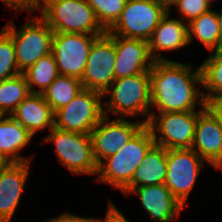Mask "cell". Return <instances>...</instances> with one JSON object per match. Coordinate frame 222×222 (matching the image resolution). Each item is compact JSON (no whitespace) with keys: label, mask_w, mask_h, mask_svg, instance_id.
Here are the masks:
<instances>
[{"label":"cell","mask_w":222,"mask_h":222,"mask_svg":"<svg viewBox=\"0 0 222 222\" xmlns=\"http://www.w3.org/2000/svg\"><path fill=\"white\" fill-rule=\"evenodd\" d=\"M83 90L81 81L77 78L58 75L53 83L45 90L43 96L52 111L55 112L66 106Z\"/></svg>","instance_id":"obj_23"},{"label":"cell","mask_w":222,"mask_h":222,"mask_svg":"<svg viewBox=\"0 0 222 222\" xmlns=\"http://www.w3.org/2000/svg\"><path fill=\"white\" fill-rule=\"evenodd\" d=\"M41 17L54 33H80L101 36L107 31L101 26L95 11L86 0H42Z\"/></svg>","instance_id":"obj_3"},{"label":"cell","mask_w":222,"mask_h":222,"mask_svg":"<svg viewBox=\"0 0 222 222\" xmlns=\"http://www.w3.org/2000/svg\"><path fill=\"white\" fill-rule=\"evenodd\" d=\"M30 93L23 74L0 81V112L11 115Z\"/></svg>","instance_id":"obj_25"},{"label":"cell","mask_w":222,"mask_h":222,"mask_svg":"<svg viewBox=\"0 0 222 222\" xmlns=\"http://www.w3.org/2000/svg\"><path fill=\"white\" fill-rule=\"evenodd\" d=\"M115 35L108 32L98 36L90 49L84 74L83 89L104 93L115 80Z\"/></svg>","instance_id":"obj_10"},{"label":"cell","mask_w":222,"mask_h":222,"mask_svg":"<svg viewBox=\"0 0 222 222\" xmlns=\"http://www.w3.org/2000/svg\"><path fill=\"white\" fill-rule=\"evenodd\" d=\"M29 162H13L0 171V222H11L29 175Z\"/></svg>","instance_id":"obj_17"},{"label":"cell","mask_w":222,"mask_h":222,"mask_svg":"<svg viewBox=\"0 0 222 222\" xmlns=\"http://www.w3.org/2000/svg\"><path fill=\"white\" fill-rule=\"evenodd\" d=\"M54 142L57 157L73 174H97L98 164L93 154L90 134L64 131L55 126L43 142Z\"/></svg>","instance_id":"obj_6"},{"label":"cell","mask_w":222,"mask_h":222,"mask_svg":"<svg viewBox=\"0 0 222 222\" xmlns=\"http://www.w3.org/2000/svg\"><path fill=\"white\" fill-rule=\"evenodd\" d=\"M97 37L80 33H54L52 53L59 74L81 80L90 49Z\"/></svg>","instance_id":"obj_12"},{"label":"cell","mask_w":222,"mask_h":222,"mask_svg":"<svg viewBox=\"0 0 222 222\" xmlns=\"http://www.w3.org/2000/svg\"><path fill=\"white\" fill-rule=\"evenodd\" d=\"M193 65L171 60L154 61L150 70L151 107L158 113L193 111L196 101L201 108L206 107L202 92L200 66L192 71Z\"/></svg>","instance_id":"obj_1"},{"label":"cell","mask_w":222,"mask_h":222,"mask_svg":"<svg viewBox=\"0 0 222 222\" xmlns=\"http://www.w3.org/2000/svg\"><path fill=\"white\" fill-rule=\"evenodd\" d=\"M167 149L154 144L146 153L141 165L134 171L124 194L135 187L164 184L167 176Z\"/></svg>","instance_id":"obj_20"},{"label":"cell","mask_w":222,"mask_h":222,"mask_svg":"<svg viewBox=\"0 0 222 222\" xmlns=\"http://www.w3.org/2000/svg\"><path fill=\"white\" fill-rule=\"evenodd\" d=\"M203 109L201 108L198 112L195 110L178 111L159 113V115L152 112L146 125L152 132L155 144L166 149L191 148L198 114ZM157 131L160 133L158 137Z\"/></svg>","instance_id":"obj_7"},{"label":"cell","mask_w":222,"mask_h":222,"mask_svg":"<svg viewBox=\"0 0 222 222\" xmlns=\"http://www.w3.org/2000/svg\"><path fill=\"white\" fill-rule=\"evenodd\" d=\"M177 10L182 15L181 20L187 19L189 23L191 20L199 17L203 13L210 10V5L205 0H178L175 4ZM184 18V19H183Z\"/></svg>","instance_id":"obj_29"},{"label":"cell","mask_w":222,"mask_h":222,"mask_svg":"<svg viewBox=\"0 0 222 222\" xmlns=\"http://www.w3.org/2000/svg\"><path fill=\"white\" fill-rule=\"evenodd\" d=\"M110 99L103 103L108 112L114 115L125 116L147 115L144 123L150 118L151 107L150 73H141L121 79H115L103 93Z\"/></svg>","instance_id":"obj_4"},{"label":"cell","mask_w":222,"mask_h":222,"mask_svg":"<svg viewBox=\"0 0 222 222\" xmlns=\"http://www.w3.org/2000/svg\"><path fill=\"white\" fill-rule=\"evenodd\" d=\"M191 149L216 170L222 169V126L207 107L198 114Z\"/></svg>","instance_id":"obj_15"},{"label":"cell","mask_w":222,"mask_h":222,"mask_svg":"<svg viewBox=\"0 0 222 222\" xmlns=\"http://www.w3.org/2000/svg\"><path fill=\"white\" fill-rule=\"evenodd\" d=\"M33 136L11 115L0 118V151L12 162H29L28 158L17 153L27 146Z\"/></svg>","instance_id":"obj_21"},{"label":"cell","mask_w":222,"mask_h":222,"mask_svg":"<svg viewBox=\"0 0 222 222\" xmlns=\"http://www.w3.org/2000/svg\"><path fill=\"white\" fill-rule=\"evenodd\" d=\"M197 38L211 52L220 51L219 24L216 11L209 10L188 23V39Z\"/></svg>","instance_id":"obj_22"},{"label":"cell","mask_w":222,"mask_h":222,"mask_svg":"<svg viewBox=\"0 0 222 222\" xmlns=\"http://www.w3.org/2000/svg\"><path fill=\"white\" fill-rule=\"evenodd\" d=\"M166 157L167 176L164 185L184 206L205 160L191 148L167 149Z\"/></svg>","instance_id":"obj_11"},{"label":"cell","mask_w":222,"mask_h":222,"mask_svg":"<svg viewBox=\"0 0 222 222\" xmlns=\"http://www.w3.org/2000/svg\"><path fill=\"white\" fill-rule=\"evenodd\" d=\"M32 136L39 130L54 127V112L43 94L30 93L11 114Z\"/></svg>","instance_id":"obj_19"},{"label":"cell","mask_w":222,"mask_h":222,"mask_svg":"<svg viewBox=\"0 0 222 222\" xmlns=\"http://www.w3.org/2000/svg\"><path fill=\"white\" fill-rule=\"evenodd\" d=\"M216 16L219 24L220 51H221L222 50V7L220 12H216Z\"/></svg>","instance_id":"obj_36"},{"label":"cell","mask_w":222,"mask_h":222,"mask_svg":"<svg viewBox=\"0 0 222 222\" xmlns=\"http://www.w3.org/2000/svg\"><path fill=\"white\" fill-rule=\"evenodd\" d=\"M207 4H209L211 6L212 1L214 0H205Z\"/></svg>","instance_id":"obj_37"},{"label":"cell","mask_w":222,"mask_h":222,"mask_svg":"<svg viewBox=\"0 0 222 222\" xmlns=\"http://www.w3.org/2000/svg\"><path fill=\"white\" fill-rule=\"evenodd\" d=\"M107 113L91 131L93 154L99 165L104 159L121 150L145 125L144 121L130 122L125 118L108 120Z\"/></svg>","instance_id":"obj_13"},{"label":"cell","mask_w":222,"mask_h":222,"mask_svg":"<svg viewBox=\"0 0 222 222\" xmlns=\"http://www.w3.org/2000/svg\"><path fill=\"white\" fill-rule=\"evenodd\" d=\"M31 93L43 94L60 75L53 53L38 59L31 67L22 73ZM37 86L39 89H34Z\"/></svg>","instance_id":"obj_24"},{"label":"cell","mask_w":222,"mask_h":222,"mask_svg":"<svg viewBox=\"0 0 222 222\" xmlns=\"http://www.w3.org/2000/svg\"><path fill=\"white\" fill-rule=\"evenodd\" d=\"M130 193L140 196L143 208L155 222H170L184 208L164 184L135 187L127 195Z\"/></svg>","instance_id":"obj_16"},{"label":"cell","mask_w":222,"mask_h":222,"mask_svg":"<svg viewBox=\"0 0 222 222\" xmlns=\"http://www.w3.org/2000/svg\"><path fill=\"white\" fill-rule=\"evenodd\" d=\"M148 44L154 61L169 60L155 53L188 46V23L181 19L170 18V11H167L153 31Z\"/></svg>","instance_id":"obj_18"},{"label":"cell","mask_w":222,"mask_h":222,"mask_svg":"<svg viewBox=\"0 0 222 222\" xmlns=\"http://www.w3.org/2000/svg\"><path fill=\"white\" fill-rule=\"evenodd\" d=\"M213 55L200 65L202 73V87L205 101L211 98L222 97V50L211 52Z\"/></svg>","instance_id":"obj_26"},{"label":"cell","mask_w":222,"mask_h":222,"mask_svg":"<svg viewBox=\"0 0 222 222\" xmlns=\"http://www.w3.org/2000/svg\"><path fill=\"white\" fill-rule=\"evenodd\" d=\"M155 144L150 128L145 124L133 138L115 154L98 165V182L108 183L123 191L131 182L134 171Z\"/></svg>","instance_id":"obj_2"},{"label":"cell","mask_w":222,"mask_h":222,"mask_svg":"<svg viewBox=\"0 0 222 222\" xmlns=\"http://www.w3.org/2000/svg\"><path fill=\"white\" fill-rule=\"evenodd\" d=\"M158 5L162 6L166 11H170V7L175 5L178 0H153Z\"/></svg>","instance_id":"obj_35"},{"label":"cell","mask_w":222,"mask_h":222,"mask_svg":"<svg viewBox=\"0 0 222 222\" xmlns=\"http://www.w3.org/2000/svg\"><path fill=\"white\" fill-rule=\"evenodd\" d=\"M95 222H130L128 221L124 215L119 211V209L114 206L112 201H109V206L105 219L95 218Z\"/></svg>","instance_id":"obj_31"},{"label":"cell","mask_w":222,"mask_h":222,"mask_svg":"<svg viewBox=\"0 0 222 222\" xmlns=\"http://www.w3.org/2000/svg\"><path fill=\"white\" fill-rule=\"evenodd\" d=\"M206 107L218 119L222 126V97L211 98L206 101Z\"/></svg>","instance_id":"obj_32"},{"label":"cell","mask_w":222,"mask_h":222,"mask_svg":"<svg viewBox=\"0 0 222 222\" xmlns=\"http://www.w3.org/2000/svg\"><path fill=\"white\" fill-rule=\"evenodd\" d=\"M166 10L153 0H127L111 35L149 40Z\"/></svg>","instance_id":"obj_9"},{"label":"cell","mask_w":222,"mask_h":222,"mask_svg":"<svg viewBox=\"0 0 222 222\" xmlns=\"http://www.w3.org/2000/svg\"><path fill=\"white\" fill-rule=\"evenodd\" d=\"M46 222H95V218L79 217L71 213H63L58 217L47 220Z\"/></svg>","instance_id":"obj_33"},{"label":"cell","mask_w":222,"mask_h":222,"mask_svg":"<svg viewBox=\"0 0 222 222\" xmlns=\"http://www.w3.org/2000/svg\"><path fill=\"white\" fill-rule=\"evenodd\" d=\"M103 94L83 89L66 106L54 112V126L60 130L91 134L104 116Z\"/></svg>","instance_id":"obj_8"},{"label":"cell","mask_w":222,"mask_h":222,"mask_svg":"<svg viewBox=\"0 0 222 222\" xmlns=\"http://www.w3.org/2000/svg\"><path fill=\"white\" fill-rule=\"evenodd\" d=\"M115 79L150 73L154 60L147 40L115 36Z\"/></svg>","instance_id":"obj_14"},{"label":"cell","mask_w":222,"mask_h":222,"mask_svg":"<svg viewBox=\"0 0 222 222\" xmlns=\"http://www.w3.org/2000/svg\"><path fill=\"white\" fill-rule=\"evenodd\" d=\"M12 38L17 66L23 73L38 59L52 53L54 32L42 18H28V21L17 30L14 22L3 28Z\"/></svg>","instance_id":"obj_5"},{"label":"cell","mask_w":222,"mask_h":222,"mask_svg":"<svg viewBox=\"0 0 222 222\" xmlns=\"http://www.w3.org/2000/svg\"><path fill=\"white\" fill-rule=\"evenodd\" d=\"M22 74L17 66L15 48L11 36L2 29L0 32V81Z\"/></svg>","instance_id":"obj_28"},{"label":"cell","mask_w":222,"mask_h":222,"mask_svg":"<svg viewBox=\"0 0 222 222\" xmlns=\"http://www.w3.org/2000/svg\"><path fill=\"white\" fill-rule=\"evenodd\" d=\"M13 162L3 153L0 151V171L9 167Z\"/></svg>","instance_id":"obj_34"},{"label":"cell","mask_w":222,"mask_h":222,"mask_svg":"<svg viewBox=\"0 0 222 222\" xmlns=\"http://www.w3.org/2000/svg\"><path fill=\"white\" fill-rule=\"evenodd\" d=\"M98 22L108 31L119 19L127 0H86Z\"/></svg>","instance_id":"obj_27"},{"label":"cell","mask_w":222,"mask_h":222,"mask_svg":"<svg viewBox=\"0 0 222 222\" xmlns=\"http://www.w3.org/2000/svg\"><path fill=\"white\" fill-rule=\"evenodd\" d=\"M9 9H14L18 11H29L34 12V10H41L42 0H0Z\"/></svg>","instance_id":"obj_30"}]
</instances>
